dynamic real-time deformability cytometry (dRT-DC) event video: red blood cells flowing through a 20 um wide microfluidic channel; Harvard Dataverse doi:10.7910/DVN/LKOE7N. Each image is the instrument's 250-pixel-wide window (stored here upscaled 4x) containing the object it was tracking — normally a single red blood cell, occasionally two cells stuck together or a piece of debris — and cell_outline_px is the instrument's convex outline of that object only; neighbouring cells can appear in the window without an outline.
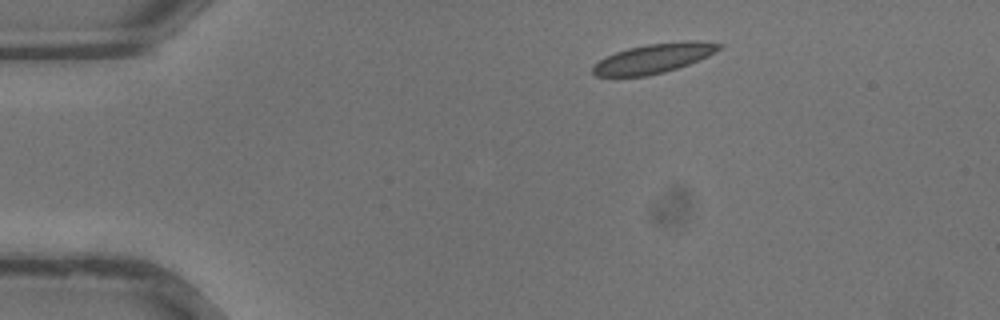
{"species": "common noctule bat (a hibernating species)", "species_latin": "Nyctalus noctula", "temperature_condition": "warm", "stored_images_in_passage": 25, "camera_frame_rate_fps": 3000, "um_per_image_px": 0.085, "animal": {"sex": "male", "body_mass_g": 13.3}, "frame": {"image": 1, "passage_image": 1, "time_ms": 0.0, "image_size_px": [1000, 320], "cell_outline_px": [[724, 44], [716, 52], [708, 56], [688, 64], [664, 72], [648, 76], [596, 76], [592, 72], [592, 68], [600, 60], [616, 52], [628, 48], [648, 44], [688, 40], [700, 40]], "centroid_in_image_um": [55.61, 4.95], "position_along_channel_um": 29.4, "area_um2": 21.56}}
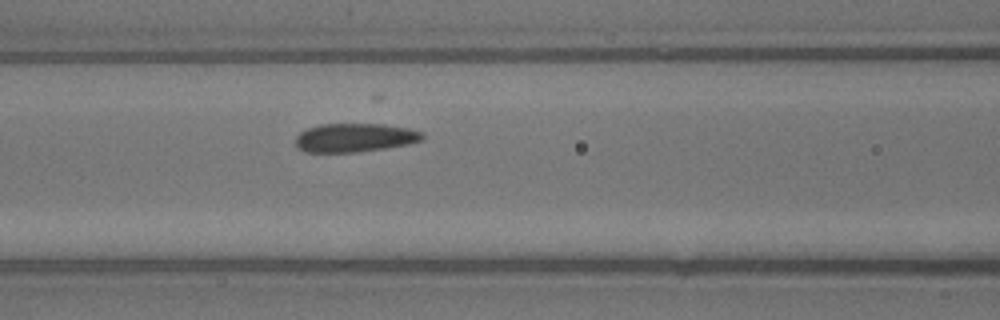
{"frame": {"image": 2, "passage_image": 10, "time_ms": 3.0, "image_size_px": [1000, 320], "cell_outline_px": [[424, 140], [408, 144], [384, 148], [356, 152], [304, 152], [296, 148], [296, 136], [300, 132], [308, 128], [320, 124], [384, 124], [408, 128], [424, 132]], "centroid_in_image_um": [30.16, 11.7], "position_along_channel_um": 136.4, "area_um2": 21.33}}
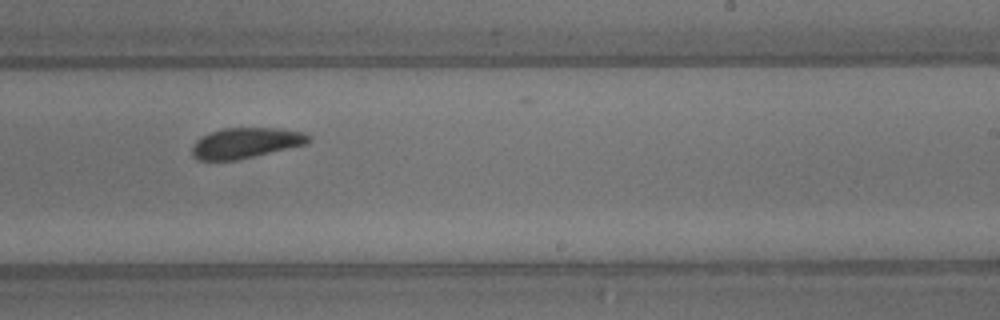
{"frame": {"image": 3, "passage_image": 17, "time_ms": 5.333, "image_size_px": [1000, 320], "cell_outline_px": [[312, 140], [308, 144], [236, 160], [200, 160], [192, 156], [192, 144], [196, 140], [208, 132], [224, 128], [280, 128], [304, 132], [312, 136]], "centroid_in_image_um": [20.92, 12.14], "position_along_channel_um": 268.1, "area_um2": 20.92}}